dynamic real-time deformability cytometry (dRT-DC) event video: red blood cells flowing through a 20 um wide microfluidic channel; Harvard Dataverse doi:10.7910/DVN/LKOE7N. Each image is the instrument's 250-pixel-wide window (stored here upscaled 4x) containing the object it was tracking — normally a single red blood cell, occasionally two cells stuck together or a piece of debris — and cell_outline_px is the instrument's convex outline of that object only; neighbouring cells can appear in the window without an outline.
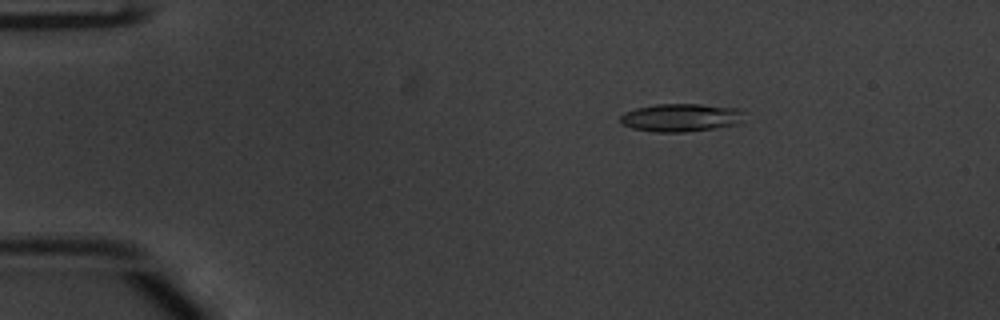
{"species": "common noctule bat (a hibernating species)", "species_latin": "Nyctalus noctula", "temperature_condition": "warm", "stored_images_in_passage": 47, "camera_frame_rate_fps": 3000, "um_per_image_px": 0.085, "animal": {"sex": "male", "body_mass_g": 20.1, "forearm_length_mm": 53.5}, "frame": {"image": 1, "passage_image": 3, "time_ms": 0.667, "image_size_px": [1000, 320], "cell_outline_px": [[740, 112], [736, 124], [716, 128], [684, 132], [652, 132], [632, 128], [620, 124], [620, 116], [624, 112], [636, 108], [656, 104], [700, 104], [740, 108]], "centroid_in_image_um": [57.76, 10.0], "position_along_channel_um": 27.2, "area_um2": 20.06}}
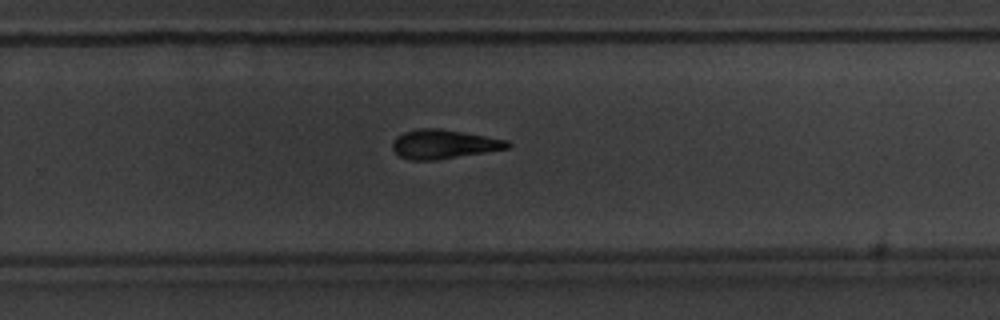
{"frame": {"image": 2, "passage_image": 29, "time_ms": 9.333, "image_size_px": [1000, 320], "cell_outline_px": [[512, 144], [508, 148], [436, 160], [412, 160], [400, 156], [392, 148], [392, 140], [396, 136], [404, 132], [416, 128], [440, 128], [508, 140]], "centroid_in_image_um": [37.68, 12.24], "position_along_channel_um": 292.1, "area_um2": 19.42}}
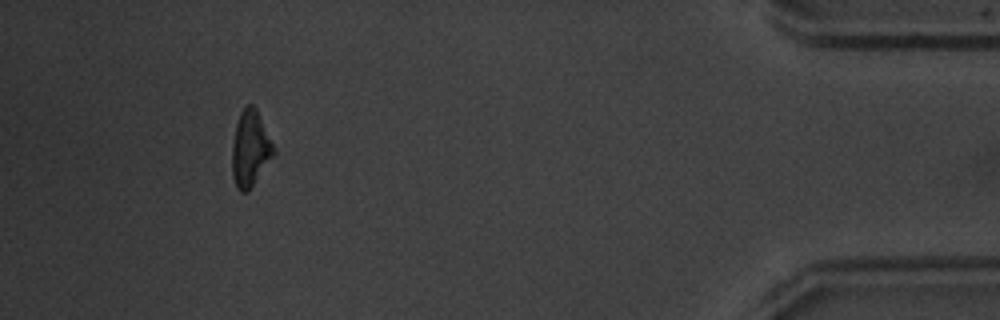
{"frame": {"image": 3, "passage_image": 43, "time_ms": 14.0, "image_size_px": [1000, 320], "cell_outline_px": [[276, 152], [248, 192], [240, 192], [236, 188], [232, 176], [232, 144], [236, 124], [240, 112], [248, 104], [252, 104], [256, 108], [276, 148]], "centroid_in_image_um": [21.27, 12.65], "position_along_channel_um": 413.9, "area_um2": 18.55}, "authors_computed_cell_mechanics": {"area_um2": 19.5942, "velocity_mm_per_s": 3.8547, "shape_relaxation_time_tau1_ms": 3.2861, "shape_relaxation_time_tau2_ms": 5.4718, "deformation_change_tau1": 0.1402, "deformation_change_tau2": 0.1603}}